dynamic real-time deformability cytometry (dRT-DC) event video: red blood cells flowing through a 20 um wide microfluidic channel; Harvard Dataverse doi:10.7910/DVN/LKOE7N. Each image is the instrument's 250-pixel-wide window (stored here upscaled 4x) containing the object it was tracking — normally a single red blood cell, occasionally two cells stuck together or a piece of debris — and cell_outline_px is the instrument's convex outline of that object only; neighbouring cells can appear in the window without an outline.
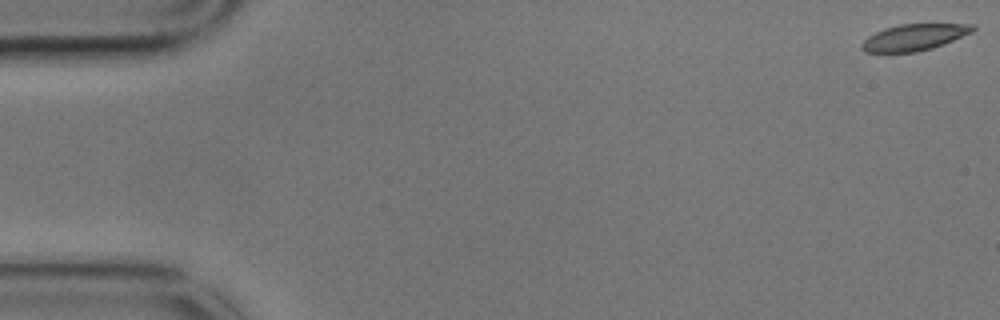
{"species": "common noctule bat (a hibernating species)", "species_latin": "Nyctalus noctula", "temperature_condition": "cold", "stored_images_in_passage": 56, "camera_frame_rate_fps": 3000, "um_per_image_px": 0.085, "animal": {"sex": "male", "body_mass_g": 17.9}, "frame": {"image": 1, "passage_image": 1, "time_ms": 0.0, "image_size_px": [1000, 320], "cell_outline_px": [[976, 28], [972, 32], [944, 44], [932, 48], [916, 52], [864, 52], [860, 48], [860, 44], [868, 36], [884, 28], [900, 24], [972, 24]], "centroid_in_image_um": [77.68, 3.17], "position_along_channel_um": 7.3, "area_um2": 17.05}}
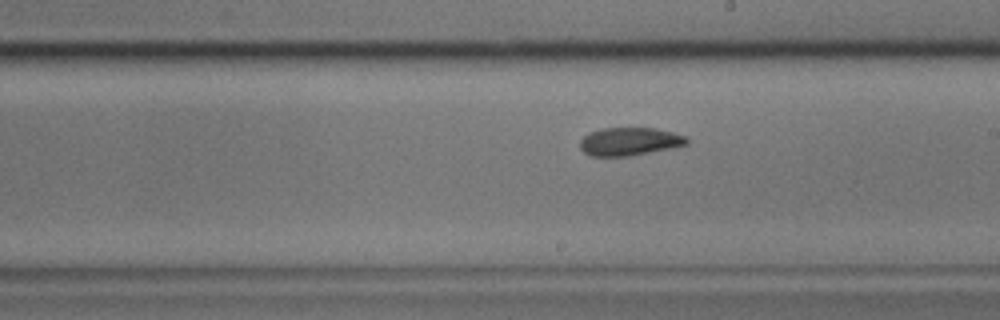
{"frame": {"image": 2, "passage_image": 33, "time_ms": 10.667, "image_size_px": [1000, 320], "cell_outline_px": [[688, 144], [628, 156], [592, 156], [584, 152], [580, 148], [580, 140], [588, 132], [600, 128], [656, 128], [688, 136]], "centroid_in_image_um": [53.48, 12.01], "position_along_channel_um": 235.5, "area_um2": 17.4}}
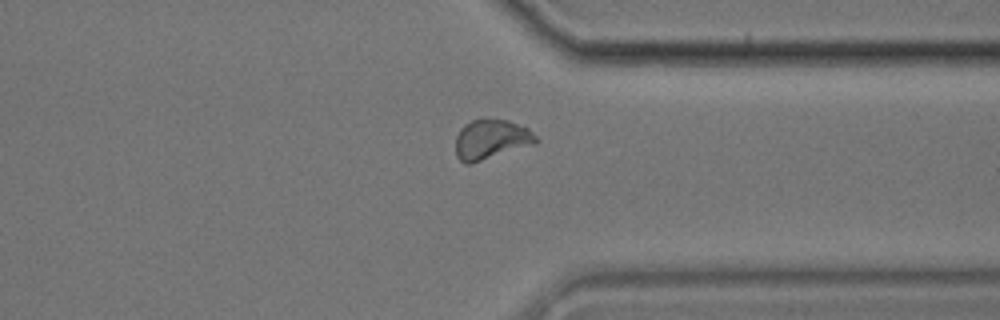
{"frame": {"image": 3, "passage_image": 45, "time_ms": 14.667, "image_size_px": [1000, 320], "cell_outline_px": [[540, 140], [536, 144], [468, 164], [464, 164], [456, 156], [456, 136], [460, 128], [464, 124], [472, 120], [484, 116], [508, 120], [528, 128]], "centroid_in_image_um": [41.74, 11.81], "position_along_channel_um": 369.7, "area_um2": 19.02}}